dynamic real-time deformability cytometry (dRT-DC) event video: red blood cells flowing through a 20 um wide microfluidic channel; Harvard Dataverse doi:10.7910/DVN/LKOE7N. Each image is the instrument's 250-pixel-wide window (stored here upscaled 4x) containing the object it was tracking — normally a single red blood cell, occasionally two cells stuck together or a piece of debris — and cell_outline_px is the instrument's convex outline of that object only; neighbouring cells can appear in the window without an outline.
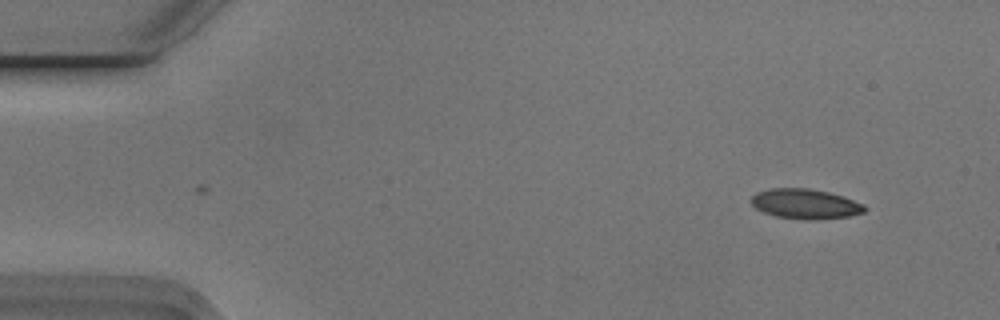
{"species": "Egyptian fruit bat (a non-hibernating species)", "species_latin": "Rousettus aegyptiacus", "temperature_condition": "cold", "stored_images_in_passage": 16, "camera_frame_rate_fps": 3000, "um_per_image_px": 0.085, "animal": {"sex": "male"}, "frame": {"image": 1, "passage_image": 1, "time_ms": 0.0, "image_size_px": [1000, 320], "cell_outline_px": [[868, 208], [864, 212], [848, 216], [808, 220], [804, 220], [776, 216], [764, 212], [756, 208], [752, 204], [752, 196], [756, 192], [768, 188], [808, 188], [828, 192], [844, 196], [864, 204]], "centroid_in_image_um": [68.46, 17.32], "position_along_channel_um": 16.5, "area_um2": 19.77}}
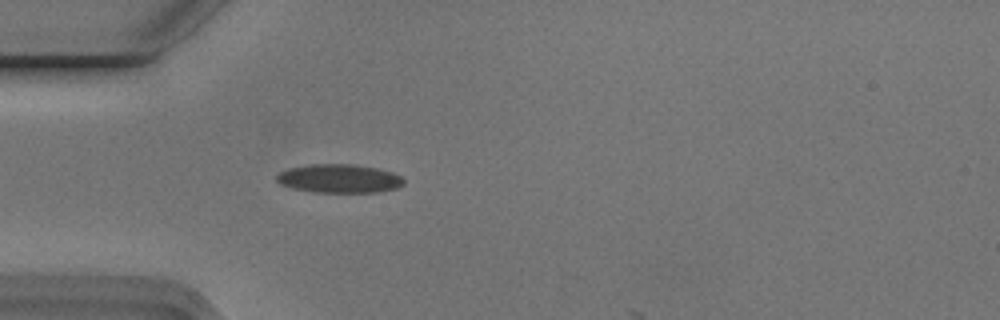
{"frame": {"image": 2, "passage_image": 12, "time_ms": 3.667, "image_size_px": [1000, 320], "cell_outline_px": [[404, 184], [396, 188], [380, 192], [312, 192], [292, 188], [280, 184], [276, 180], [276, 176], [280, 172], [288, 168], [308, 164], [352, 164], [376, 168], [392, 172], [400, 176], [404, 180]], "centroid_in_image_um": [28.81, 15.18], "position_along_channel_um": 56.2, "area_um2": 21.27}}
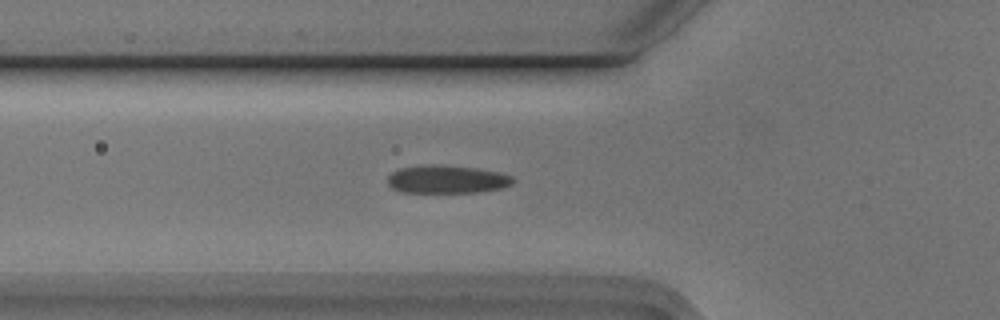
{"frame": {"image": 3, "passage_image": 15, "time_ms": 4.667, "image_size_px": [1000, 320], "cell_outline_px": [[516, 180], [512, 184], [504, 188], [476, 192], [400, 192], [392, 188], [388, 184], [388, 176], [392, 172], [400, 168], [424, 164], [444, 164], [476, 168], [496, 172], [512, 176]], "centroid_in_image_um": [37.98, 15.23], "position_along_channel_um": 87.8, "area_um2": 20.69}}